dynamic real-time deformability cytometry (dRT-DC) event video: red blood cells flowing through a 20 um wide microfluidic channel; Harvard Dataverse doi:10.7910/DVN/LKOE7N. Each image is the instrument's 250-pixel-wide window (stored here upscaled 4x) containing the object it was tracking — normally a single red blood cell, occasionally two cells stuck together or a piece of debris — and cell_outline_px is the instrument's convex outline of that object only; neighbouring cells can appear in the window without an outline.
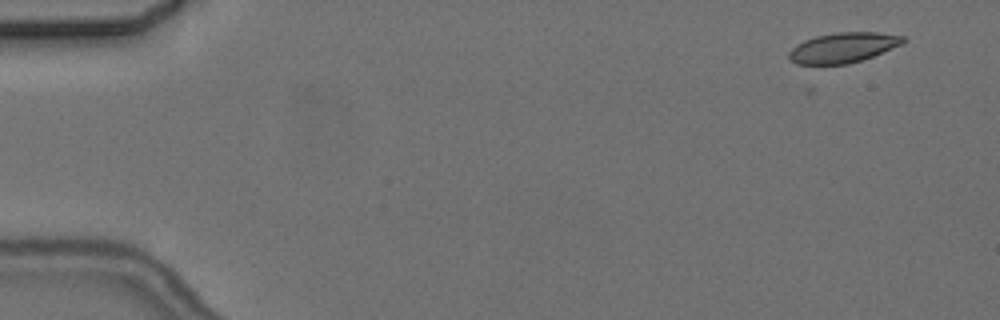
{"species": "common noctule bat (a hibernating species)", "species_latin": "Nyctalus noctula", "temperature_condition": "cold", "stored_images_in_passage": 5, "camera_frame_rate_fps": 3000, "um_per_image_px": 0.085, "animal": {"sex": "female", "body_mass_g": 24.6, "forearm_length_mm": 56.2}, "frame": {"image": 1, "passage_image": 1, "time_ms": 0.0, "image_size_px": [1000, 320], "cell_outline_px": [[908, 40], [904, 44], [872, 56], [848, 64], [796, 64], [788, 60], [788, 52], [796, 44], [804, 40], [816, 36], [836, 32], [876, 32], [908, 36]], "centroid_in_image_um": [71.69, 4.04], "position_along_channel_um": 13.3, "area_um2": 20.29}}